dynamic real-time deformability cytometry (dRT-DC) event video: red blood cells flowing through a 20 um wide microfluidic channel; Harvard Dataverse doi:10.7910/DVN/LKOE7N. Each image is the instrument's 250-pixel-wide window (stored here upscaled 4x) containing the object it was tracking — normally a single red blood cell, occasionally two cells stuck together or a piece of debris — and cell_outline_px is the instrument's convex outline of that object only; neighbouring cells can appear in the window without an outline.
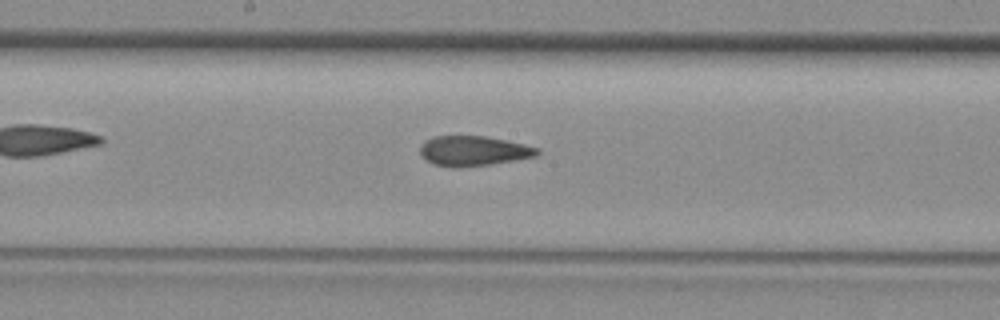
{"species": "common noctule bat (a hibernating species)", "species_latin": "Nyctalus noctula", "temperature_condition": "room temperature", "stored_images_in_passage": 26, "camera_frame_rate_fps": 3000, "um_per_image_px": 0.085, "animal": {"sex": "female", "body_mass_g": 29.2, "forearm_length_mm": 56.3}, "frame": {"image": 1, "passage_image": 15, "time_ms": 4.667, "image_size_px": [1000, 320], "cell_outline_px": [[540, 152], [536, 156], [488, 164], [456, 168], [452, 168], [432, 164], [420, 156], [420, 144], [424, 140], [432, 136], [484, 136], [524, 144], [540, 148]], "centroid_in_image_um": [40.17, 12.82], "position_along_channel_um": 208.0, "area_um2": 20.52}}
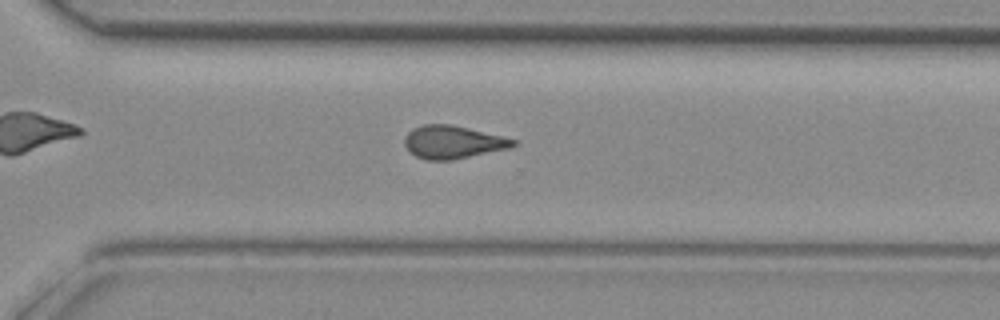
{"frame": {"image": 2, "passage_image": 22, "time_ms": 7.0, "image_size_px": [1000, 320], "cell_outline_px": [[516, 144], [512, 148], [452, 160], [428, 160], [416, 156], [404, 144], [404, 136], [412, 128], [424, 124], [452, 124], [516, 140]], "centroid_in_image_um": [38.49, 12.08], "position_along_channel_um": 332.1, "area_um2": 20.75}}